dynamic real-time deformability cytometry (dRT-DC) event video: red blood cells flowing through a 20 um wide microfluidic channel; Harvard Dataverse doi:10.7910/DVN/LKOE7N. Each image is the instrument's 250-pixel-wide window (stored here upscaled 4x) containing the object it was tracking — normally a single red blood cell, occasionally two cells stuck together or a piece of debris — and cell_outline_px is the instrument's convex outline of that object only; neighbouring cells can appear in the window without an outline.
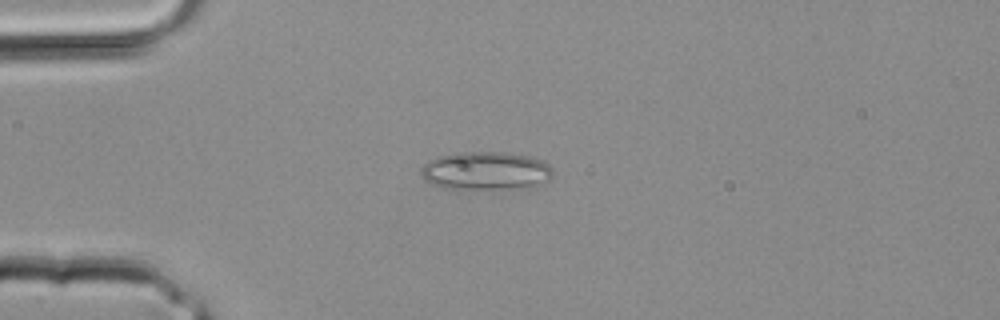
{"species": "common noctule bat (a hibernating species)", "species_latin": "Nyctalus noctula", "temperature_condition": "room temperature", "stored_images_in_passage": 1, "camera_frame_rate_fps": 3000, "um_per_image_px": 0.085, "animal": {"sex": "male", "body_mass_g": 20.4}, "frame": {"image": 1, "passage_image": 1, "time_ms": 0.0, "image_size_px": [1000, 320], "cell_outline_px": [[552, 176], [548, 180], [528, 188], [500, 192], [440, 188], [424, 180], [420, 172], [420, 168], [428, 160], [440, 156], [456, 152], [504, 152], [532, 156], [548, 164], [552, 168]], "centroid_in_image_um": [41.28, 14.57], "position_along_channel_um": 43.7, "area_um2": 30.75}}